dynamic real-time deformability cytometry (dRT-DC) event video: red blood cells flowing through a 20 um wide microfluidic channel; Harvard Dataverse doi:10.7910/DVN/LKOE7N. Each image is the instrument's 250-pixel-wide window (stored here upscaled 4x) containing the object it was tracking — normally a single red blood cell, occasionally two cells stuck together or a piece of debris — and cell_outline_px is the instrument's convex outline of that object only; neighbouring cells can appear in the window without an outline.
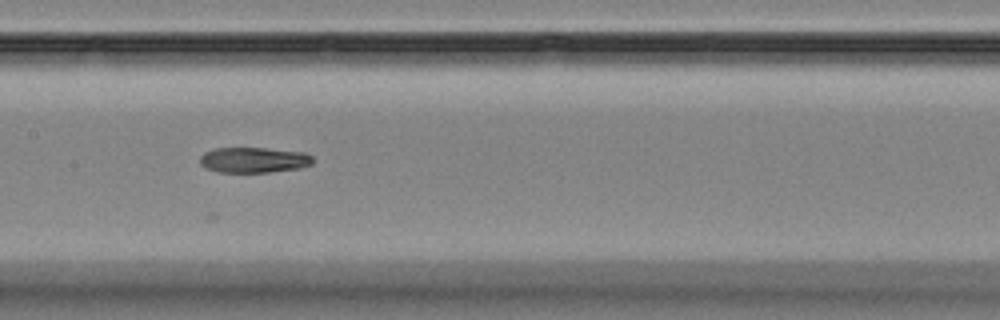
{"species": "Egyptian fruit bat (a non-hibernating species)", "species_latin": "Rousettus aegyptiacus", "temperature_condition": "room temperature", "stored_images_in_passage": 9, "camera_frame_rate_fps": 3000, "um_per_image_px": 0.085, "animal": {"sex": "female"}, "frame": {"image": 1, "passage_image": 8, "time_ms": 9.667, "image_size_px": [1000, 320], "cell_outline_px": [[312, 164], [300, 168], [268, 172], [216, 172], [204, 168], [200, 164], [200, 156], [204, 152], [212, 148], [264, 148], [304, 152], [312, 156]], "centroid_in_image_um": [21.52, 13.6], "position_along_channel_um": 185.9, "area_um2": 16.88}}
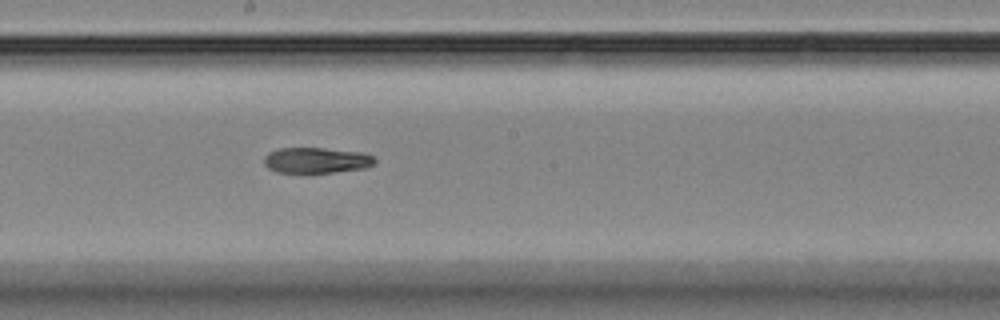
{"frame": {"image": 2, "passage_image": 9, "time_ms": 10.667, "image_size_px": [1000, 320], "cell_outline_px": [[376, 164], [364, 168], [304, 176], [276, 172], [268, 168], [264, 164], [264, 156], [268, 152], [280, 148], [324, 148], [360, 152], [372, 156], [376, 160]], "centroid_in_image_um": [26.83, 13.67], "position_along_channel_um": 221.4, "area_um2": 17.34}}